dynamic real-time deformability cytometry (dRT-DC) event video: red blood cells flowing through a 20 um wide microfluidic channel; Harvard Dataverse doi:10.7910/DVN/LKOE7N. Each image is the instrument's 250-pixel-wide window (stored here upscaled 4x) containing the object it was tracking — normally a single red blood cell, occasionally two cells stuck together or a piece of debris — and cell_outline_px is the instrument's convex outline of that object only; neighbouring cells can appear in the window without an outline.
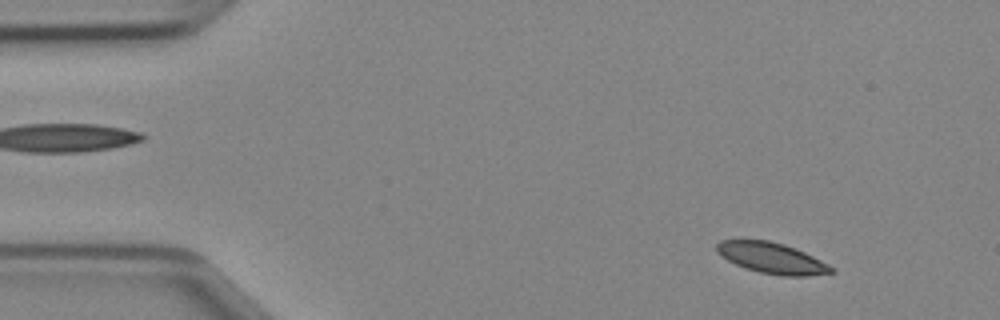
{"species": "Egyptian fruit bat (a non-hibernating species)", "species_latin": "Rousettus aegyptiacus", "temperature_condition": "cold", "stored_images_in_passage": 46, "camera_frame_rate_fps": 3000, "um_per_image_px": 0.085, "animal": {"sex": "female"}, "frame": {"image": 1, "passage_image": 4, "time_ms": 1.0, "image_size_px": [1000, 320], "cell_outline_px": [[836, 272], [808, 276], [780, 276], [760, 272], [744, 268], [720, 256], [716, 252], [716, 244], [720, 240], [768, 240], [784, 244], [796, 248], [836, 268]], "centroid_in_image_um": [65.61, 21.94], "position_along_channel_um": 19.4, "area_um2": 20.75}}
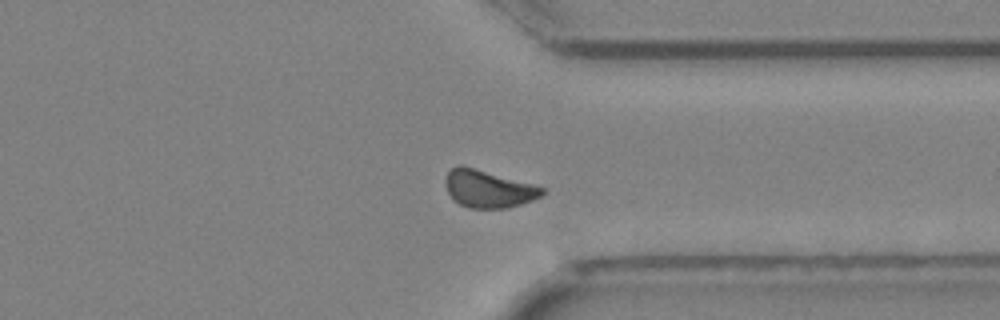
{"frame": {"image": 2, "passage_image": 35, "time_ms": 11.333, "image_size_px": [1000, 320], "cell_outline_px": [[544, 192], [540, 196], [532, 200], [508, 208], [468, 208], [452, 200], [444, 184], [444, 180], [448, 172], [452, 168], [460, 164], [532, 184], [544, 188]], "centroid_in_image_um": [41.45, 16.06], "position_along_channel_um": 369.9, "area_um2": 20.98}}
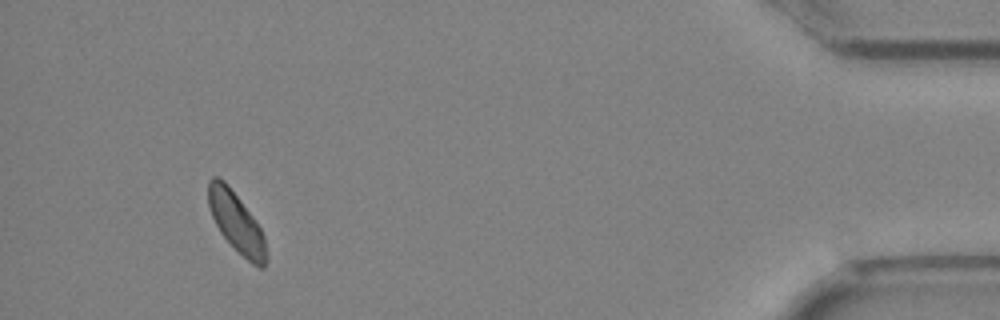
{"frame": {"image": 3, "passage_image": 43, "time_ms": 14.0, "image_size_px": [1000, 320], "cell_outline_px": [[268, 260], [264, 268], [260, 268], [252, 264], [220, 232], [212, 216], [208, 204], [208, 180], [212, 176], [216, 176], [224, 180], [228, 184], [256, 220], [264, 236]], "centroid_in_image_um": [20.1, 18.88], "position_along_channel_um": 415.1, "area_um2": 20.11}}